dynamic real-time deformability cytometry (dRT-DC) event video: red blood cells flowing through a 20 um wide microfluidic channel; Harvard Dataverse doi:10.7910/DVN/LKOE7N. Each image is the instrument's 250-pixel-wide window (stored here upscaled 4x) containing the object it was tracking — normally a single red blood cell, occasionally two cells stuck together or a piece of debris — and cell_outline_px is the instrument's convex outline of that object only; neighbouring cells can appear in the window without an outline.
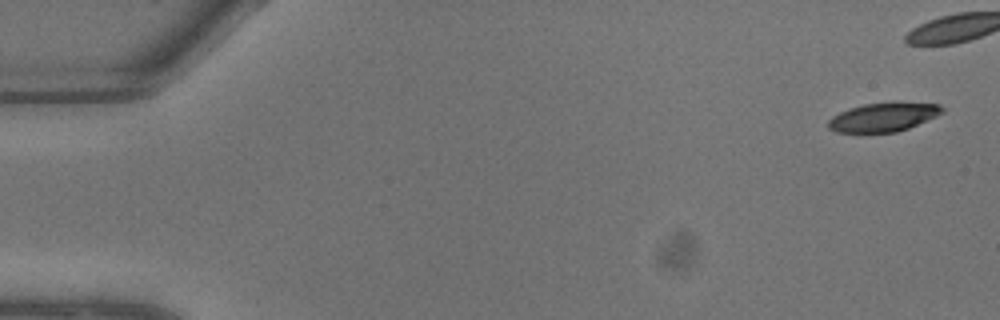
{"species": "common noctule bat (a hibernating species)", "species_latin": "Nyctalus noctula", "temperature_condition": "warm", "stored_images_in_passage": 8, "camera_frame_rate_fps": 3000, "um_per_image_px": 0.085, "animal": {"sex": "male", "body_mass_g": 13.3}, "frame": {"image": 1, "passage_image": 1, "time_ms": 0.0, "image_size_px": [1000, 320], "cell_outline_px": [[944, 112], [936, 116], [908, 128], [896, 132], [836, 132], [828, 128], [828, 120], [832, 116], [848, 108], [864, 104], [892, 100], [900, 100], [940, 104], [944, 108]], "centroid_in_image_um": [75.12, 9.9], "position_along_channel_um": 9.9, "area_um2": 19.71}}